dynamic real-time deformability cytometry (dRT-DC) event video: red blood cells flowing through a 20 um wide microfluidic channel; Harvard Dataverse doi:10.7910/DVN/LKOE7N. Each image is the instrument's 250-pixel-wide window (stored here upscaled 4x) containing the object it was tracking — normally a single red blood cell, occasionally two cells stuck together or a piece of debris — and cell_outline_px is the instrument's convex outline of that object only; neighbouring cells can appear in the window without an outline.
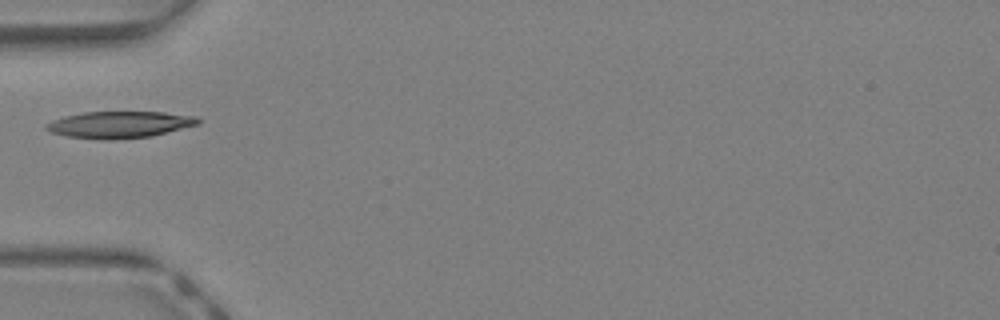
{"species": "Egyptian fruit bat (a non-hibernating species)", "species_latin": "Rousettus aegyptiacus", "temperature_condition": "warm", "stored_images_in_passage": 24, "camera_frame_rate_fps": 3000, "um_per_image_px": 0.085, "animal": {"sex": "female"}, "frame": {"image": 1, "passage_image": 1, "time_ms": 0.0, "image_size_px": [1000, 320], "cell_outline_px": [[200, 124], [152, 136], [68, 136], [52, 132], [44, 128], [44, 124], [52, 120], [64, 116], [84, 112], [164, 112], [196, 116], [200, 120]], "centroid_in_image_um": [10.22, 10.52], "position_along_channel_um": 74.8, "area_um2": 22.37}}
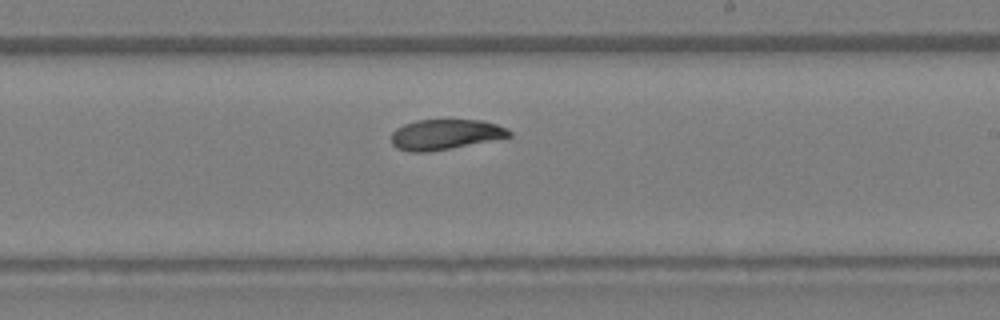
{"frame": {"image": 2, "passage_image": 12, "time_ms": 3.667, "image_size_px": [1000, 320], "cell_outline_px": [[512, 136], [428, 152], [408, 152], [396, 148], [392, 144], [392, 132], [396, 128], [404, 124], [416, 120], [480, 120], [496, 124], [512, 132]], "centroid_in_image_um": [37.79, 11.43], "position_along_channel_um": 251.2, "area_um2": 20.58}}
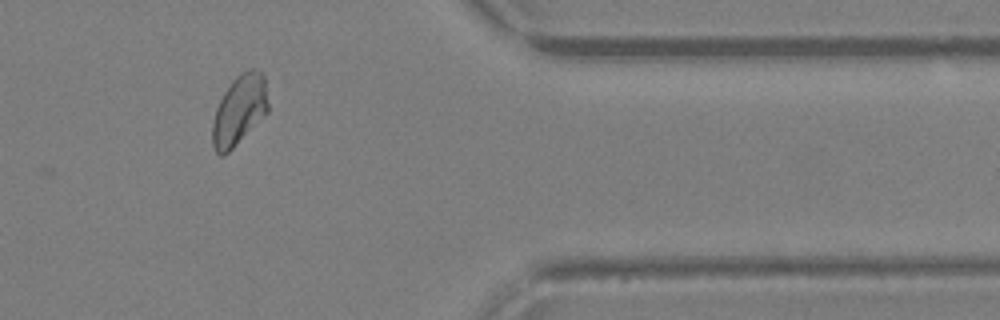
{"frame": {"image": 3, "passage_image": 22, "time_ms": 7.0, "image_size_px": [1000, 320], "cell_outline_px": [[268, 112], [224, 156], [220, 156], [216, 152], [212, 144], [212, 124], [216, 108], [224, 92], [232, 80], [236, 76], [248, 68], [260, 68], [264, 76], [268, 104]], "centroid_in_image_um": [20.34, 9.33], "position_along_channel_um": 391.1, "area_um2": 22.66}}